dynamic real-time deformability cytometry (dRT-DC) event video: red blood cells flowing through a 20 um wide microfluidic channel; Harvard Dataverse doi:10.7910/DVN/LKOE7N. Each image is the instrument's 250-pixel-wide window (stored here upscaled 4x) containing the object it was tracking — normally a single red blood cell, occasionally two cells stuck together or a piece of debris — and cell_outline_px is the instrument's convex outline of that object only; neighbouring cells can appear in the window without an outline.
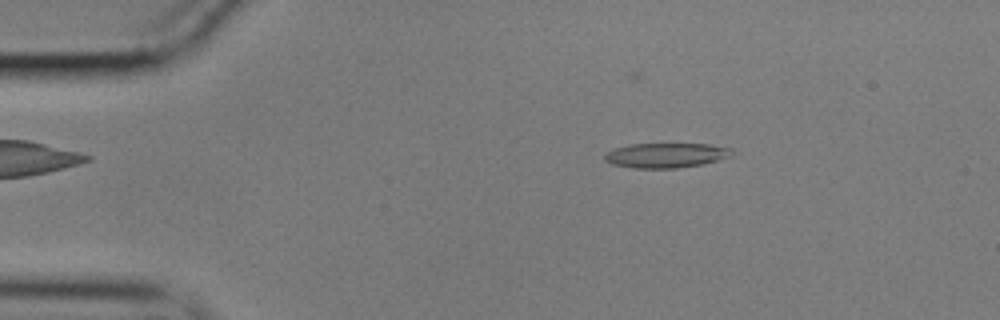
{"species": "common noctule bat (a hibernating species)", "species_latin": "Nyctalus noctula", "temperature_condition": "cold", "stored_images_in_passage": 44, "camera_frame_rate_fps": 3000, "um_per_image_px": 0.085, "animal": {"sex": "male", "body_mass_g": 17.9}, "frame": {"image": 1, "passage_image": 9, "time_ms": 2.667, "image_size_px": [1000, 320], "cell_outline_px": [[732, 152], [728, 156], [716, 160], [700, 164], [676, 168], [632, 168], [612, 164], [604, 160], [604, 156], [608, 152], [616, 148], [628, 144], [708, 144], [732, 148]], "centroid_in_image_um": [56.56, 13.2], "position_along_channel_um": 28.4, "area_um2": 18.09}}
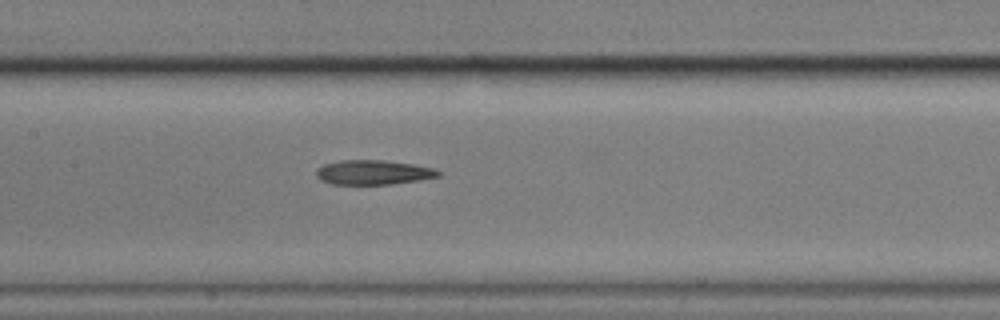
{"frame": {"image": 2, "passage_image": 26, "time_ms": 8.333, "image_size_px": [1000, 320], "cell_outline_px": [[440, 176], [420, 180], [388, 184], [332, 184], [320, 180], [316, 176], [316, 168], [324, 164], [340, 160], [384, 160], [412, 164], [436, 168], [440, 172]], "centroid_in_image_um": [31.71, 14.64], "position_along_channel_um": 175.7, "area_um2": 17.51}}
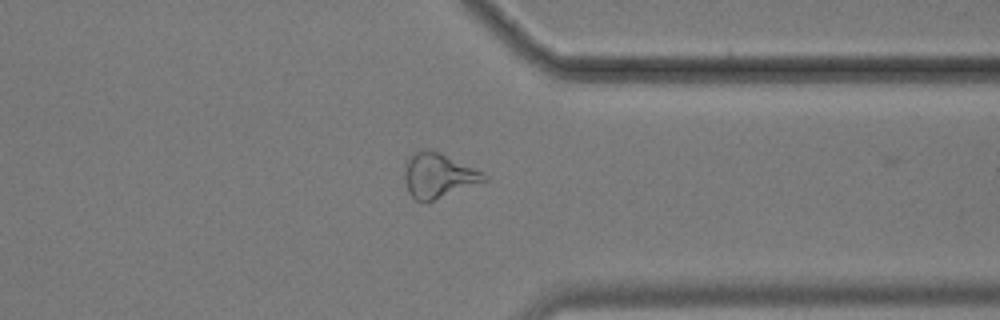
{"frame": {"image": 3, "passage_image": 43, "time_ms": 14.0, "image_size_px": [1000, 320], "cell_outline_px": [[488, 180], [432, 200], [416, 200], [408, 192], [404, 176], [404, 172], [408, 156], [412, 152], [424, 148], [440, 152], [488, 176]], "centroid_in_image_um": [37.2, 14.88], "position_along_channel_um": 374.2, "area_um2": 20.23}}